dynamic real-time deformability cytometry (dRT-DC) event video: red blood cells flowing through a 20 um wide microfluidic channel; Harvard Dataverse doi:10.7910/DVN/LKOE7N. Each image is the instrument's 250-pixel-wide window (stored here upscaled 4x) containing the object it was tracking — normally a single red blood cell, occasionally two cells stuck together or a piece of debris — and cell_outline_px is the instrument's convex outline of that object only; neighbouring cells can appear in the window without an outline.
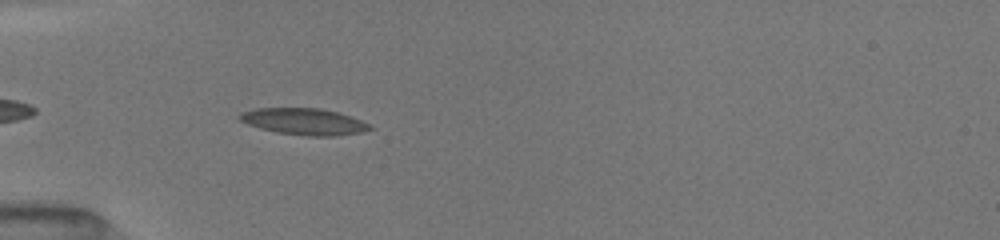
{"species": "common noctule bat (a hibernating species)", "species_latin": "Nyctalus noctula", "temperature_condition": "room temperature", "stored_images_in_passage": 6, "camera_frame_rate_fps": 3000, "um_per_image_px": 0.085, "animal": {"sex": "female", "body_mass_g": 19.5, "forearm_length_mm": 54.1}, "frame": {"image": 1, "passage_image": 6, "time_ms": 5.0, "image_size_px": [1000, 240], "cell_outline_px": [[372, 128], [360, 132], [336, 136], [308, 136], [276, 132], [260, 128], [248, 124], [240, 120], [236, 116], [240, 112], [256, 108], [320, 108], [340, 112], [352, 116], [368, 124]], "centroid_in_image_um": [25.81, 10.32], "position_along_channel_um": 59.2, "area_um2": 20.17}}